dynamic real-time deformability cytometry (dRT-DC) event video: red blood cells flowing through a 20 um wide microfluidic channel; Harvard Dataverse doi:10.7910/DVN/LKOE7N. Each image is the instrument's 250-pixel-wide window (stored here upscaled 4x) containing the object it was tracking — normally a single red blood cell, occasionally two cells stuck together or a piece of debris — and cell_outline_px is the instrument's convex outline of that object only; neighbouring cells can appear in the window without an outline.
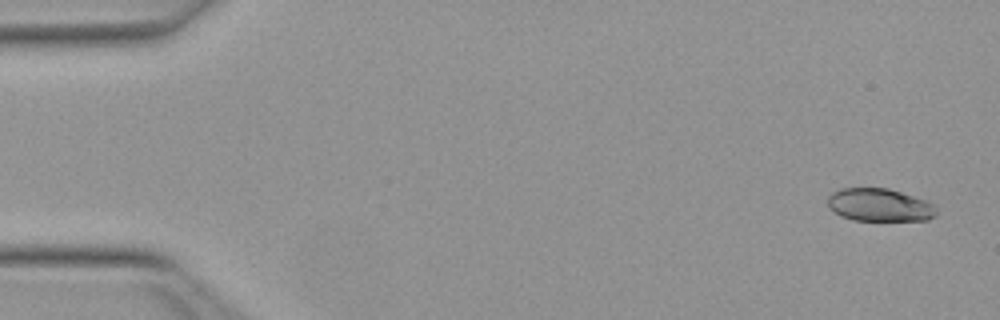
{"species": "Egyptian fruit bat (a non-hibernating species)", "species_latin": "Rousettus aegyptiacus", "temperature_condition": "warm", "stored_images_in_passage": 50, "camera_frame_rate_fps": 3000, "um_per_image_px": 0.085, "animal": {"sex": "female"}, "frame": {"image": 1, "passage_image": 1, "time_ms": 0.0, "image_size_px": [1000, 320], "cell_outline_px": [[936, 216], [928, 220], [852, 220], [840, 216], [828, 204], [828, 196], [832, 192], [840, 188], [888, 188], [928, 200], [936, 204]], "centroid_in_image_um": [74.81, 17.42], "position_along_channel_um": 10.2, "area_um2": 20.98}}
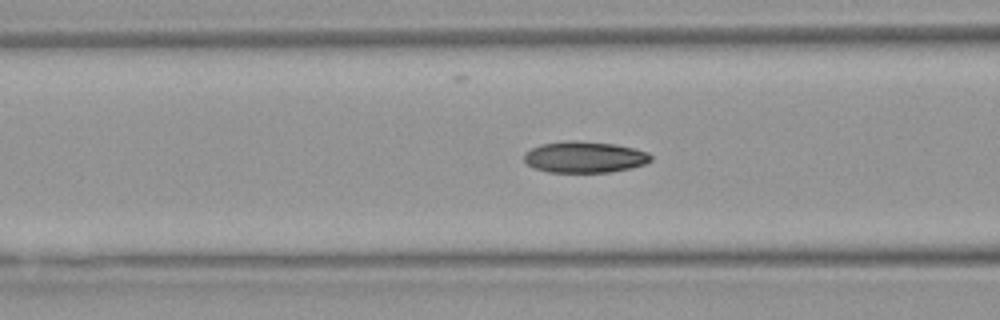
{"frame": {"image": 2, "passage_image": 19, "time_ms": 6.0, "image_size_px": [1000, 320], "cell_outline_px": [[652, 160], [644, 164], [628, 168], [608, 172], [548, 172], [532, 168], [524, 160], [524, 152], [540, 144], [564, 140], [576, 140], [616, 144], [648, 152], [652, 156]], "centroid_in_image_um": [49.64, 13.34], "position_along_channel_um": 117.0, "area_um2": 23.24}}
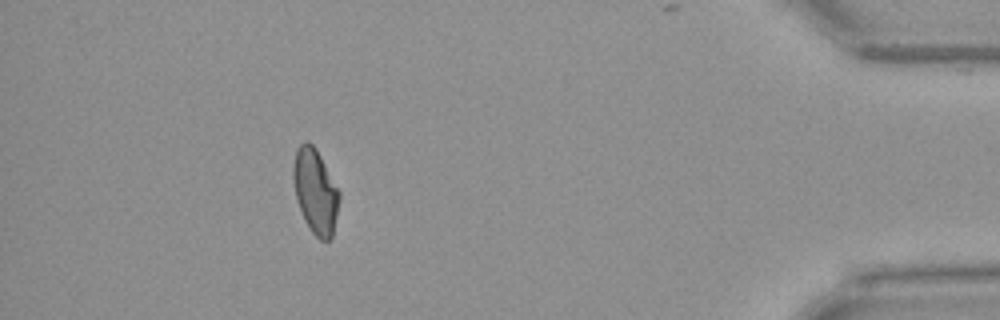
{"frame": {"image": 3, "passage_image": 45, "time_ms": 14.667, "image_size_px": [1000, 320], "cell_outline_px": [[340, 200], [332, 236], [328, 240], [320, 240], [312, 232], [304, 220], [296, 196], [292, 176], [292, 168], [296, 148], [304, 140], [308, 140], [316, 148], [340, 192]], "centroid_in_image_um": [26.8, 16.22], "position_along_channel_um": 408.4, "area_um2": 22.72}, "authors_computed_cell_mechanics": {"area_um2": 22.4842, "velocity_mm_per_s": 4.0083, "shape_relaxation_time_tau1_ms": 9.8723, "shape_relaxation_time_tau2_ms": 2.4074, "deformation_change_tau1": 0.2322, "deformation_change_tau2": 0.0761}}